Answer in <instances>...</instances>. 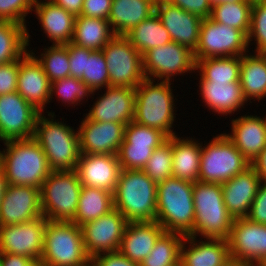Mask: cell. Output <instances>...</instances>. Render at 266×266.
Returning <instances> with one entry per match:
<instances>
[{
  "label": "cell",
  "instance_id": "5",
  "mask_svg": "<svg viewBox=\"0 0 266 266\" xmlns=\"http://www.w3.org/2000/svg\"><path fill=\"white\" fill-rule=\"evenodd\" d=\"M90 260L80 226L47 220L39 266H84Z\"/></svg>",
  "mask_w": 266,
  "mask_h": 266
},
{
  "label": "cell",
  "instance_id": "14",
  "mask_svg": "<svg viewBox=\"0 0 266 266\" xmlns=\"http://www.w3.org/2000/svg\"><path fill=\"white\" fill-rule=\"evenodd\" d=\"M46 224L47 219L41 216L29 222L0 226V253L26 256L39 264Z\"/></svg>",
  "mask_w": 266,
  "mask_h": 266
},
{
  "label": "cell",
  "instance_id": "46",
  "mask_svg": "<svg viewBox=\"0 0 266 266\" xmlns=\"http://www.w3.org/2000/svg\"><path fill=\"white\" fill-rule=\"evenodd\" d=\"M256 40V52L266 44V0H253L251 11V25L247 35V43L252 38Z\"/></svg>",
  "mask_w": 266,
  "mask_h": 266
},
{
  "label": "cell",
  "instance_id": "11",
  "mask_svg": "<svg viewBox=\"0 0 266 266\" xmlns=\"http://www.w3.org/2000/svg\"><path fill=\"white\" fill-rule=\"evenodd\" d=\"M227 242L232 260L245 266H266V224L235 218Z\"/></svg>",
  "mask_w": 266,
  "mask_h": 266
},
{
  "label": "cell",
  "instance_id": "23",
  "mask_svg": "<svg viewBox=\"0 0 266 266\" xmlns=\"http://www.w3.org/2000/svg\"><path fill=\"white\" fill-rule=\"evenodd\" d=\"M164 232L157 221L128 222L118 251L140 264Z\"/></svg>",
  "mask_w": 266,
  "mask_h": 266
},
{
  "label": "cell",
  "instance_id": "2",
  "mask_svg": "<svg viewBox=\"0 0 266 266\" xmlns=\"http://www.w3.org/2000/svg\"><path fill=\"white\" fill-rule=\"evenodd\" d=\"M193 185L173 176L157 184L156 221L165 232L183 236L192 233L195 220Z\"/></svg>",
  "mask_w": 266,
  "mask_h": 266
},
{
  "label": "cell",
  "instance_id": "42",
  "mask_svg": "<svg viewBox=\"0 0 266 266\" xmlns=\"http://www.w3.org/2000/svg\"><path fill=\"white\" fill-rule=\"evenodd\" d=\"M158 146L160 145L121 144L117 153L121 168L142 170Z\"/></svg>",
  "mask_w": 266,
  "mask_h": 266
},
{
  "label": "cell",
  "instance_id": "48",
  "mask_svg": "<svg viewBox=\"0 0 266 266\" xmlns=\"http://www.w3.org/2000/svg\"><path fill=\"white\" fill-rule=\"evenodd\" d=\"M20 59L0 64V95L17 91Z\"/></svg>",
  "mask_w": 266,
  "mask_h": 266
},
{
  "label": "cell",
  "instance_id": "24",
  "mask_svg": "<svg viewBox=\"0 0 266 266\" xmlns=\"http://www.w3.org/2000/svg\"><path fill=\"white\" fill-rule=\"evenodd\" d=\"M227 137L242 155L252 162L266 147V118L241 116L232 120V134Z\"/></svg>",
  "mask_w": 266,
  "mask_h": 266
},
{
  "label": "cell",
  "instance_id": "37",
  "mask_svg": "<svg viewBox=\"0 0 266 266\" xmlns=\"http://www.w3.org/2000/svg\"><path fill=\"white\" fill-rule=\"evenodd\" d=\"M184 238L185 236L179 233L164 232L140 266H179Z\"/></svg>",
  "mask_w": 266,
  "mask_h": 266
},
{
  "label": "cell",
  "instance_id": "16",
  "mask_svg": "<svg viewBox=\"0 0 266 266\" xmlns=\"http://www.w3.org/2000/svg\"><path fill=\"white\" fill-rule=\"evenodd\" d=\"M41 216L40 188L8 185L0 207V226L29 222Z\"/></svg>",
  "mask_w": 266,
  "mask_h": 266
},
{
  "label": "cell",
  "instance_id": "62",
  "mask_svg": "<svg viewBox=\"0 0 266 266\" xmlns=\"http://www.w3.org/2000/svg\"><path fill=\"white\" fill-rule=\"evenodd\" d=\"M84 266H96L95 263L90 260L88 263H86Z\"/></svg>",
  "mask_w": 266,
  "mask_h": 266
},
{
  "label": "cell",
  "instance_id": "61",
  "mask_svg": "<svg viewBox=\"0 0 266 266\" xmlns=\"http://www.w3.org/2000/svg\"><path fill=\"white\" fill-rule=\"evenodd\" d=\"M258 52L266 58V44Z\"/></svg>",
  "mask_w": 266,
  "mask_h": 266
},
{
  "label": "cell",
  "instance_id": "12",
  "mask_svg": "<svg viewBox=\"0 0 266 266\" xmlns=\"http://www.w3.org/2000/svg\"><path fill=\"white\" fill-rule=\"evenodd\" d=\"M40 113L17 91L0 95V140L33 138Z\"/></svg>",
  "mask_w": 266,
  "mask_h": 266
},
{
  "label": "cell",
  "instance_id": "55",
  "mask_svg": "<svg viewBox=\"0 0 266 266\" xmlns=\"http://www.w3.org/2000/svg\"><path fill=\"white\" fill-rule=\"evenodd\" d=\"M251 167L256 171L261 181L266 183V147L252 160Z\"/></svg>",
  "mask_w": 266,
  "mask_h": 266
},
{
  "label": "cell",
  "instance_id": "50",
  "mask_svg": "<svg viewBox=\"0 0 266 266\" xmlns=\"http://www.w3.org/2000/svg\"><path fill=\"white\" fill-rule=\"evenodd\" d=\"M246 218L255 223L266 224V183L260 184Z\"/></svg>",
  "mask_w": 266,
  "mask_h": 266
},
{
  "label": "cell",
  "instance_id": "13",
  "mask_svg": "<svg viewBox=\"0 0 266 266\" xmlns=\"http://www.w3.org/2000/svg\"><path fill=\"white\" fill-rule=\"evenodd\" d=\"M142 61L145 78L152 79V76L162 81L164 77V81H170L174 74L192 71L196 67L193 52L174 41L145 52Z\"/></svg>",
  "mask_w": 266,
  "mask_h": 266
},
{
  "label": "cell",
  "instance_id": "35",
  "mask_svg": "<svg viewBox=\"0 0 266 266\" xmlns=\"http://www.w3.org/2000/svg\"><path fill=\"white\" fill-rule=\"evenodd\" d=\"M29 45L26 26L10 21H0V64L23 57Z\"/></svg>",
  "mask_w": 266,
  "mask_h": 266
},
{
  "label": "cell",
  "instance_id": "18",
  "mask_svg": "<svg viewBox=\"0 0 266 266\" xmlns=\"http://www.w3.org/2000/svg\"><path fill=\"white\" fill-rule=\"evenodd\" d=\"M121 170L117 154L81 153L76 168L82 186L107 190L113 194Z\"/></svg>",
  "mask_w": 266,
  "mask_h": 266
},
{
  "label": "cell",
  "instance_id": "15",
  "mask_svg": "<svg viewBox=\"0 0 266 266\" xmlns=\"http://www.w3.org/2000/svg\"><path fill=\"white\" fill-rule=\"evenodd\" d=\"M128 221L117 209L81 226L86 253L91 259L119 250Z\"/></svg>",
  "mask_w": 266,
  "mask_h": 266
},
{
  "label": "cell",
  "instance_id": "45",
  "mask_svg": "<svg viewBox=\"0 0 266 266\" xmlns=\"http://www.w3.org/2000/svg\"><path fill=\"white\" fill-rule=\"evenodd\" d=\"M193 199L194 208L226 207L220 183L194 182Z\"/></svg>",
  "mask_w": 266,
  "mask_h": 266
},
{
  "label": "cell",
  "instance_id": "32",
  "mask_svg": "<svg viewBox=\"0 0 266 266\" xmlns=\"http://www.w3.org/2000/svg\"><path fill=\"white\" fill-rule=\"evenodd\" d=\"M113 209V193L99 188L82 186L77 211L71 222L81 227Z\"/></svg>",
  "mask_w": 266,
  "mask_h": 266
},
{
  "label": "cell",
  "instance_id": "30",
  "mask_svg": "<svg viewBox=\"0 0 266 266\" xmlns=\"http://www.w3.org/2000/svg\"><path fill=\"white\" fill-rule=\"evenodd\" d=\"M109 27L110 24L107 19L76 16L71 43L93 51L102 50L115 36V33Z\"/></svg>",
  "mask_w": 266,
  "mask_h": 266
},
{
  "label": "cell",
  "instance_id": "60",
  "mask_svg": "<svg viewBox=\"0 0 266 266\" xmlns=\"http://www.w3.org/2000/svg\"><path fill=\"white\" fill-rule=\"evenodd\" d=\"M155 6L163 3H171L172 0H151Z\"/></svg>",
  "mask_w": 266,
  "mask_h": 266
},
{
  "label": "cell",
  "instance_id": "34",
  "mask_svg": "<svg viewBox=\"0 0 266 266\" xmlns=\"http://www.w3.org/2000/svg\"><path fill=\"white\" fill-rule=\"evenodd\" d=\"M143 55L145 52L172 41L169 32L156 13L146 18L124 35Z\"/></svg>",
  "mask_w": 266,
  "mask_h": 266
},
{
  "label": "cell",
  "instance_id": "53",
  "mask_svg": "<svg viewBox=\"0 0 266 266\" xmlns=\"http://www.w3.org/2000/svg\"><path fill=\"white\" fill-rule=\"evenodd\" d=\"M92 261L96 266H140V264L132 262L119 251L99 254Z\"/></svg>",
  "mask_w": 266,
  "mask_h": 266
},
{
  "label": "cell",
  "instance_id": "36",
  "mask_svg": "<svg viewBox=\"0 0 266 266\" xmlns=\"http://www.w3.org/2000/svg\"><path fill=\"white\" fill-rule=\"evenodd\" d=\"M195 69H200V81L220 83L239 82L240 57H211L195 59Z\"/></svg>",
  "mask_w": 266,
  "mask_h": 266
},
{
  "label": "cell",
  "instance_id": "4",
  "mask_svg": "<svg viewBox=\"0 0 266 266\" xmlns=\"http://www.w3.org/2000/svg\"><path fill=\"white\" fill-rule=\"evenodd\" d=\"M42 113L35 123L33 139L42 147L51 171L76 170L80 158L79 133Z\"/></svg>",
  "mask_w": 266,
  "mask_h": 266
},
{
  "label": "cell",
  "instance_id": "26",
  "mask_svg": "<svg viewBox=\"0 0 266 266\" xmlns=\"http://www.w3.org/2000/svg\"><path fill=\"white\" fill-rule=\"evenodd\" d=\"M34 7L42 24L41 27L50 40L55 42L54 44L66 45L72 41L75 21V16L72 13L51 0H47V2L36 0Z\"/></svg>",
  "mask_w": 266,
  "mask_h": 266
},
{
  "label": "cell",
  "instance_id": "51",
  "mask_svg": "<svg viewBox=\"0 0 266 266\" xmlns=\"http://www.w3.org/2000/svg\"><path fill=\"white\" fill-rule=\"evenodd\" d=\"M70 76L82 79L85 71V48L69 43Z\"/></svg>",
  "mask_w": 266,
  "mask_h": 266
},
{
  "label": "cell",
  "instance_id": "54",
  "mask_svg": "<svg viewBox=\"0 0 266 266\" xmlns=\"http://www.w3.org/2000/svg\"><path fill=\"white\" fill-rule=\"evenodd\" d=\"M39 264L26 256L0 253V266H38Z\"/></svg>",
  "mask_w": 266,
  "mask_h": 266
},
{
  "label": "cell",
  "instance_id": "20",
  "mask_svg": "<svg viewBox=\"0 0 266 266\" xmlns=\"http://www.w3.org/2000/svg\"><path fill=\"white\" fill-rule=\"evenodd\" d=\"M34 53L27 52L20 58L17 80V92L39 112L50 102L51 82Z\"/></svg>",
  "mask_w": 266,
  "mask_h": 266
},
{
  "label": "cell",
  "instance_id": "28",
  "mask_svg": "<svg viewBox=\"0 0 266 266\" xmlns=\"http://www.w3.org/2000/svg\"><path fill=\"white\" fill-rule=\"evenodd\" d=\"M189 139L172 136V174L173 177L191 183L199 181L200 156L202 145Z\"/></svg>",
  "mask_w": 266,
  "mask_h": 266
},
{
  "label": "cell",
  "instance_id": "17",
  "mask_svg": "<svg viewBox=\"0 0 266 266\" xmlns=\"http://www.w3.org/2000/svg\"><path fill=\"white\" fill-rule=\"evenodd\" d=\"M125 124L94 122L85 117L79 128L80 153L116 155L124 141Z\"/></svg>",
  "mask_w": 266,
  "mask_h": 266
},
{
  "label": "cell",
  "instance_id": "22",
  "mask_svg": "<svg viewBox=\"0 0 266 266\" xmlns=\"http://www.w3.org/2000/svg\"><path fill=\"white\" fill-rule=\"evenodd\" d=\"M260 184L262 181L251 166L221 184L224 204L233 219L248 216Z\"/></svg>",
  "mask_w": 266,
  "mask_h": 266
},
{
  "label": "cell",
  "instance_id": "31",
  "mask_svg": "<svg viewBox=\"0 0 266 266\" xmlns=\"http://www.w3.org/2000/svg\"><path fill=\"white\" fill-rule=\"evenodd\" d=\"M195 220L191 236L200 233L207 239L227 240L234 221L226 207L194 208Z\"/></svg>",
  "mask_w": 266,
  "mask_h": 266
},
{
  "label": "cell",
  "instance_id": "8",
  "mask_svg": "<svg viewBox=\"0 0 266 266\" xmlns=\"http://www.w3.org/2000/svg\"><path fill=\"white\" fill-rule=\"evenodd\" d=\"M251 166L227 134L217 135L200 156L199 181L224 183Z\"/></svg>",
  "mask_w": 266,
  "mask_h": 266
},
{
  "label": "cell",
  "instance_id": "19",
  "mask_svg": "<svg viewBox=\"0 0 266 266\" xmlns=\"http://www.w3.org/2000/svg\"><path fill=\"white\" fill-rule=\"evenodd\" d=\"M86 118L94 122H118L127 125L135 114V89L108 86Z\"/></svg>",
  "mask_w": 266,
  "mask_h": 266
},
{
  "label": "cell",
  "instance_id": "52",
  "mask_svg": "<svg viewBox=\"0 0 266 266\" xmlns=\"http://www.w3.org/2000/svg\"><path fill=\"white\" fill-rule=\"evenodd\" d=\"M171 4L195 14L202 19L209 18L212 9L209 0H172Z\"/></svg>",
  "mask_w": 266,
  "mask_h": 266
},
{
  "label": "cell",
  "instance_id": "57",
  "mask_svg": "<svg viewBox=\"0 0 266 266\" xmlns=\"http://www.w3.org/2000/svg\"><path fill=\"white\" fill-rule=\"evenodd\" d=\"M8 181L4 175L3 169L0 167V207L2 204L3 196L8 188Z\"/></svg>",
  "mask_w": 266,
  "mask_h": 266
},
{
  "label": "cell",
  "instance_id": "7",
  "mask_svg": "<svg viewBox=\"0 0 266 266\" xmlns=\"http://www.w3.org/2000/svg\"><path fill=\"white\" fill-rule=\"evenodd\" d=\"M82 185L76 170L52 171L40 188L41 208L48 221L71 222Z\"/></svg>",
  "mask_w": 266,
  "mask_h": 266
},
{
  "label": "cell",
  "instance_id": "6",
  "mask_svg": "<svg viewBox=\"0 0 266 266\" xmlns=\"http://www.w3.org/2000/svg\"><path fill=\"white\" fill-rule=\"evenodd\" d=\"M153 79L145 78L135 88V114L138 124L159 129L168 137L175 136L172 128L174 117L173 95L169 81L153 84Z\"/></svg>",
  "mask_w": 266,
  "mask_h": 266
},
{
  "label": "cell",
  "instance_id": "29",
  "mask_svg": "<svg viewBox=\"0 0 266 266\" xmlns=\"http://www.w3.org/2000/svg\"><path fill=\"white\" fill-rule=\"evenodd\" d=\"M201 94L208 107L219 114H229L243 106L246 98L243 95L240 82L220 83L201 81Z\"/></svg>",
  "mask_w": 266,
  "mask_h": 266
},
{
  "label": "cell",
  "instance_id": "3",
  "mask_svg": "<svg viewBox=\"0 0 266 266\" xmlns=\"http://www.w3.org/2000/svg\"><path fill=\"white\" fill-rule=\"evenodd\" d=\"M113 199L128 222L156 221L157 184L143 170L122 169Z\"/></svg>",
  "mask_w": 266,
  "mask_h": 266
},
{
  "label": "cell",
  "instance_id": "33",
  "mask_svg": "<svg viewBox=\"0 0 266 266\" xmlns=\"http://www.w3.org/2000/svg\"><path fill=\"white\" fill-rule=\"evenodd\" d=\"M239 82L243 95L261 100L266 96V58L259 52L255 56L242 55L240 57Z\"/></svg>",
  "mask_w": 266,
  "mask_h": 266
},
{
  "label": "cell",
  "instance_id": "58",
  "mask_svg": "<svg viewBox=\"0 0 266 266\" xmlns=\"http://www.w3.org/2000/svg\"><path fill=\"white\" fill-rule=\"evenodd\" d=\"M211 6L217 5L219 3H236V2H253V0H209Z\"/></svg>",
  "mask_w": 266,
  "mask_h": 266
},
{
  "label": "cell",
  "instance_id": "25",
  "mask_svg": "<svg viewBox=\"0 0 266 266\" xmlns=\"http://www.w3.org/2000/svg\"><path fill=\"white\" fill-rule=\"evenodd\" d=\"M195 238L191 235L185 236L183 241H190V248L186 249L182 242L180 266H223L231 259L227 240L208 239L207 242L197 244Z\"/></svg>",
  "mask_w": 266,
  "mask_h": 266
},
{
  "label": "cell",
  "instance_id": "40",
  "mask_svg": "<svg viewBox=\"0 0 266 266\" xmlns=\"http://www.w3.org/2000/svg\"><path fill=\"white\" fill-rule=\"evenodd\" d=\"M81 80L93 91L110 86L109 71L102 50L85 48V71Z\"/></svg>",
  "mask_w": 266,
  "mask_h": 266
},
{
  "label": "cell",
  "instance_id": "21",
  "mask_svg": "<svg viewBox=\"0 0 266 266\" xmlns=\"http://www.w3.org/2000/svg\"><path fill=\"white\" fill-rule=\"evenodd\" d=\"M155 13L169 32L172 41L192 52L196 50L202 18L171 3L155 6Z\"/></svg>",
  "mask_w": 266,
  "mask_h": 266
},
{
  "label": "cell",
  "instance_id": "1",
  "mask_svg": "<svg viewBox=\"0 0 266 266\" xmlns=\"http://www.w3.org/2000/svg\"><path fill=\"white\" fill-rule=\"evenodd\" d=\"M4 144L7 149L0 151V167L8 184L41 188L52 172L42 147L33 138L9 140Z\"/></svg>",
  "mask_w": 266,
  "mask_h": 266
},
{
  "label": "cell",
  "instance_id": "38",
  "mask_svg": "<svg viewBox=\"0 0 266 266\" xmlns=\"http://www.w3.org/2000/svg\"><path fill=\"white\" fill-rule=\"evenodd\" d=\"M253 2L219 3L211 9L210 19L241 30L246 36L251 25Z\"/></svg>",
  "mask_w": 266,
  "mask_h": 266
},
{
  "label": "cell",
  "instance_id": "9",
  "mask_svg": "<svg viewBox=\"0 0 266 266\" xmlns=\"http://www.w3.org/2000/svg\"><path fill=\"white\" fill-rule=\"evenodd\" d=\"M110 86L136 88L144 79L142 55L124 35H115L102 49Z\"/></svg>",
  "mask_w": 266,
  "mask_h": 266
},
{
  "label": "cell",
  "instance_id": "39",
  "mask_svg": "<svg viewBox=\"0 0 266 266\" xmlns=\"http://www.w3.org/2000/svg\"><path fill=\"white\" fill-rule=\"evenodd\" d=\"M37 61L42 65L50 82L70 76L69 44H53Z\"/></svg>",
  "mask_w": 266,
  "mask_h": 266
},
{
  "label": "cell",
  "instance_id": "43",
  "mask_svg": "<svg viewBox=\"0 0 266 266\" xmlns=\"http://www.w3.org/2000/svg\"><path fill=\"white\" fill-rule=\"evenodd\" d=\"M168 138L159 129L131 121L125 127L124 141L122 144L161 145Z\"/></svg>",
  "mask_w": 266,
  "mask_h": 266
},
{
  "label": "cell",
  "instance_id": "49",
  "mask_svg": "<svg viewBox=\"0 0 266 266\" xmlns=\"http://www.w3.org/2000/svg\"><path fill=\"white\" fill-rule=\"evenodd\" d=\"M113 0H84L81 15L89 18H109Z\"/></svg>",
  "mask_w": 266,
  "mask_h": 266
},
{
  "label": "cell",
  "instance_id": "56",
  "mask_svg": "<svg viewBox=\"0 0 266 266\" xmlns=\"http://www.w3.org/2000/svg\"><path fill=\"white\" fill-rule=\"evenodd\" d=\"M53 3L64 8L75 17L81 15L84 0H51Z\"/></svg>",
  "mask_w": 266,
  "mask_h": 266
},
{
  "label": "cell",
  "instance_id": "10",
  "mask_svg": "<svg viewBox=\"0 0 266 266\" xmlns=\"http://www.w3.org/2000/svg\"><path fill=\"white\" fill-rule=\"evenodd\" d=\"M247 48V36L241 30L206 18L201 22L199 41L193 54L195 59L241 57Z\"/></svg>",
  "mask_w": 266,
  "mask_h": 266
},
{
  "label": "cell",
  "instance_id": "44",
  "mask_svg": "<svg viewBox=\"0 0 266 266\" xmlns=\"http://www.w3.org/2000/svg\"><path fill=\"white\" fill-rule=\"evenodd\" d=\"M50 90V96H52V92L55 93L54 90H56L59 97L62 98V101L65 100V102H71L72 104L77 101L80 102L87 94L94 93L81 79L72 76L51 82Z\"/></svg>",
  "mask_w": 266,
  "mask_h": 266
},
{
  "label": "cell",
  "instance_id": "27",
  "mask_svg": "<svg viewBox=\"0 0 266 266\" xmlns=\"http://www.w3.org/2000/svg\"><path fill=\"white\" fill-rule=\"evenodd\" d=\"M153 13L151 0H113L108 22L115 35H125Z\"/></svg>",
  "mask_w": 266,
  "mask_h": 266
},
{
  "label": "cell",
  "instance_id": "47",
  "mask_svg": "<svg viewBox=\"0 0 266 266\" xmlns=\"http://www.w3.org/2000/svg\"><path fill=\"white\" fill-rule=\"evenodd\" d=\"M36 0H0V21L17 22L24 26L26 14Z\"/></svg>",
  "mask_w": 266,
  "mask_h": 266
},
{
  "label": "cell",
  "instance_id": "59",
  "mask_svg": "<svg viewBox=\"0 0 266 266\" xmlns=\"http://www.w3.org/2000/svg\"><path fill=\"white\" fill-rule=\"evenodd\" d=\"M223 266H245L242 263H239L235 260L230 259L227 263H225Z\"/></svg>",
  "mask_w": 266,
  "mask_h": 266
},
{
  "label": "cell",
  "instance_id": "41",
  "mask_svg": "<svg viewBox=\"0 0 266 266\" xmlns=\"http://www.w3.org/2000/svg\"><path fill=\"white\" fill-rule=\"evenodd\" d=\"M156 184L173 176L172 174V136L154 149L142 169Z\"/></svg>",
  "mask_w": 266,
  "mask_h": 266
}]
</instances>
